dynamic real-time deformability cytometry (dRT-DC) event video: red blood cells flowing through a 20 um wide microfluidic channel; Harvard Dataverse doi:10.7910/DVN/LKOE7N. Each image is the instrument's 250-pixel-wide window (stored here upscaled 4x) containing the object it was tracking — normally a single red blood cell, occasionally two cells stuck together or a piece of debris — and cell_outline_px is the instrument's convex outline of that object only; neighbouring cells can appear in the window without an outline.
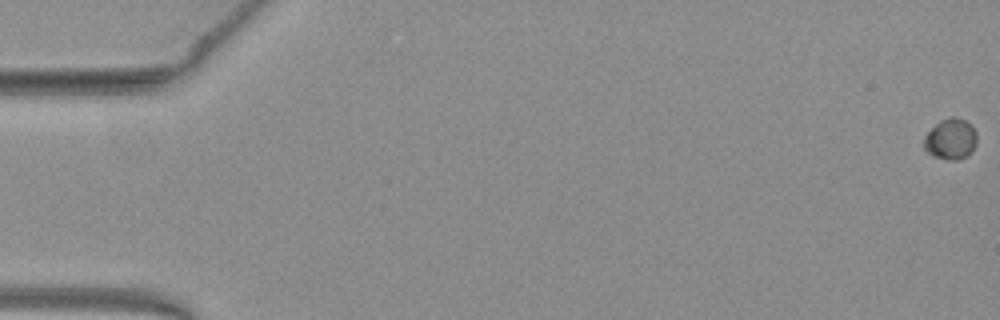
{"species": "common noctule bat (a hibernating species)", "species_latin": "Nyctalus noctula", "temperature_condition": "warm", "stored_images_in_passage": 57, "camera_frame_rate_fps": 3000, "um_per_image_px": 0.085, "animal": {"sex": "female", "body_mass_g": 19.3, "forearm_length_mm": 54.1}, "frame": {"image": 1, "passage_image": 1, "time_ms": 0.0, "image_size_px": [1000, 320], "cell_outline_px": [[976, 144], [972, 152], [968, 156], [956, 160], [948, 160], [932, 156], [924, 148], [924, 136], [940, 120], [952, 116], [956, 116], [972, 124], [976, 132]], "centroid_in_image_um": [80.83, 11.82], "position_along_channel_um": 4.2, "area_um2": 12.77}}
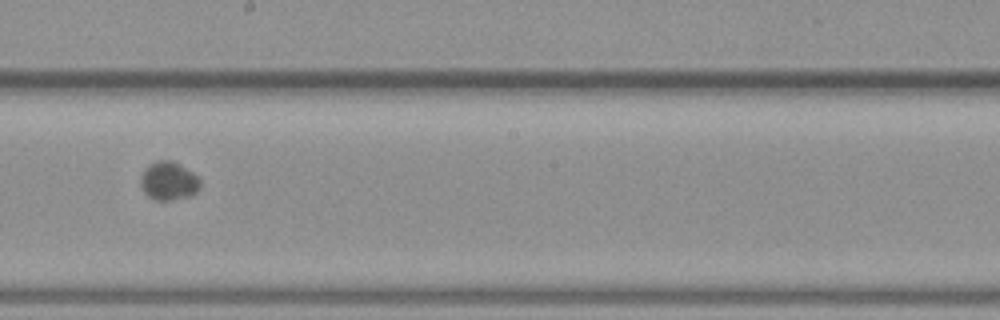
{"frame": {"image": 2, "passage_image": 33, "time_ms": 10.667, "image_size_px": [1000, 320], "cell_outline_px": [[200, 188], [192, 196], [172, 200], [152, 200], [144, 192], [140, 184], [140, 176], [144, 168], [148, 164], [156, 160], [172, 160], [180, 164], [192, 172], [200, 180]], "centroid_in_image_um": [14.31, 15.38], "position_along_channel_um": 233.9, "area_um2": 13.64}}
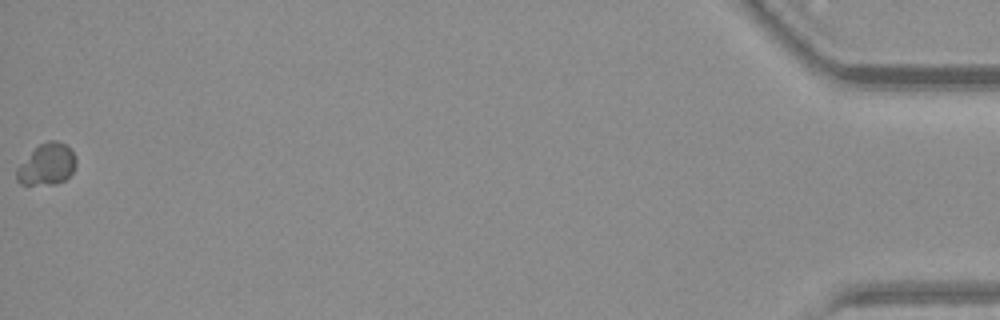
{"frame": {"image": 3, "passage_image": 57, "time_ms": 18.667, "image_size_px": [1000, 320], "cell_outline_px": [[76, 164], [72, 172], [64, 180], [56, 184], [20, 184], [16, 180], [16, 168], [40, 144], [48, 140], [56, 140], [64, 144], [72, 152], [76, 160]], "centroid_in_image_um": [3.97, 13.99], "position_along_channel_um": 431.2, "area_um2": 14.05}, "authors_computed_cell_mechanics": {"area_um2": 12.716, "velocity_mm_per_s": 3.7862, "shape_relaxation_time_tau1_ms": 8.1558, "shape_relaxation_time_tau2_ms": null, "deformation_change_tau1": 0.1122, "deformation_change_tau2": null}}